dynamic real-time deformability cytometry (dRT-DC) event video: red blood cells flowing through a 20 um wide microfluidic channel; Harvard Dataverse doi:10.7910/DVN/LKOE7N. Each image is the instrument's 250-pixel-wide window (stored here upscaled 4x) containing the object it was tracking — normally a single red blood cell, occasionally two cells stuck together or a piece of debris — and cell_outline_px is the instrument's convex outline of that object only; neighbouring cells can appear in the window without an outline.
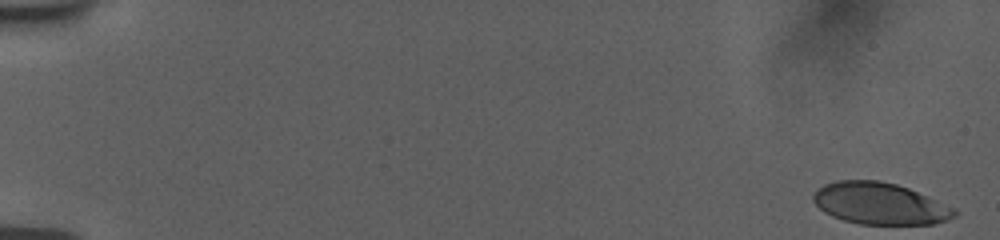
{"species": "human", "species_latin": "Homo sapiens", "temperature_condition": "room temperature", "stored_images_in_passage": 8, "camera_frame_rate_fps": 3000, "um_per_image_px": 0.085, "donor": {"sex": "female"}, "frame": {"image": 1, "passage_image": 1, "time_ms": 0.0, "image_size_px": [1000, 240], "cell_outline_px": [[960, 212], [956, 216], [948, 220], [932, 224], [860, 224], [844, 220], [832, 216], [824, 212], [812, 200], [812, 196], [824, 184], [836, 180], [880, 180], [896, 184], [908, 188], [928, 196], [956, 208]], "centroid_in_image_um": [74.82, 17.3], "position_along_channel_um": 10.2, "area_um2": 34.45}}
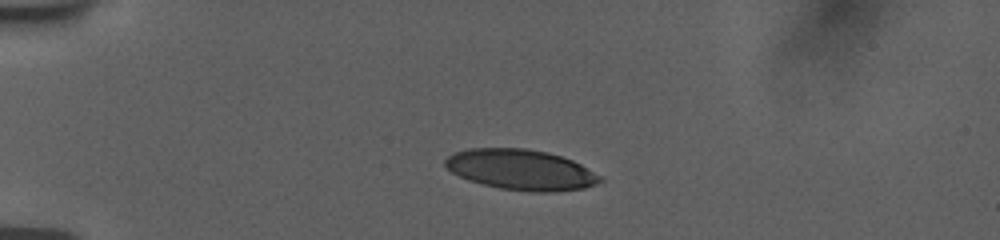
{"frame": {"image": 2, "passage_image": 5, "time_ms": 4.333, "image_size_px": [1000, 240], "cell_outline_px": [[604, 180], [596, 184], [584, 188], [548, 192], [532, 192], [500, 188], [468, 180], [452, 172], [444, 164], [444, 160], [448, 156], [456, 152], [468, 148], [524, 148], [548, 152], [572, 160], [604, 176]], "centroid_in_image_um": [44.31, 14.42], "position_along_channel_um": 40.7, "area_um2": 36.53}}
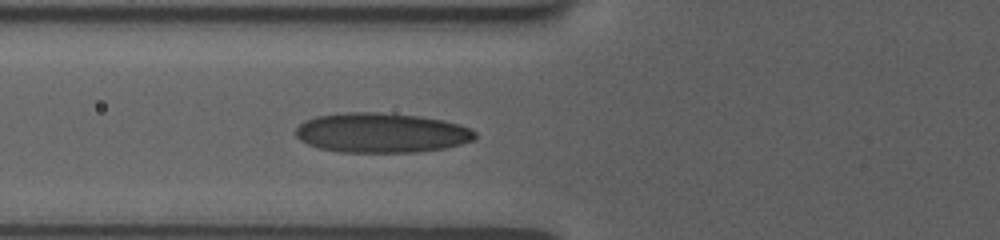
{"frame": {"image": 3, "passage_image": 8, "time_ms": 7.0, "image_size_px": [1000, 240], "cell_outline_px": [[476, 136], [472, 140], [460, 144], [444, 148], [416, 152], [340, 152], [320, 148], [308, 144], [300, 140], [296, 136], [296, 128], [304, 120], [316, 116], [344, 112], [380, 112], [420, 116], [444, 120], [460, 124], [476, 132]], "centroid_in_image_um": [32.4, 11.28], "position_along_channel_um": 93.4, "area_um2": 41.62}}